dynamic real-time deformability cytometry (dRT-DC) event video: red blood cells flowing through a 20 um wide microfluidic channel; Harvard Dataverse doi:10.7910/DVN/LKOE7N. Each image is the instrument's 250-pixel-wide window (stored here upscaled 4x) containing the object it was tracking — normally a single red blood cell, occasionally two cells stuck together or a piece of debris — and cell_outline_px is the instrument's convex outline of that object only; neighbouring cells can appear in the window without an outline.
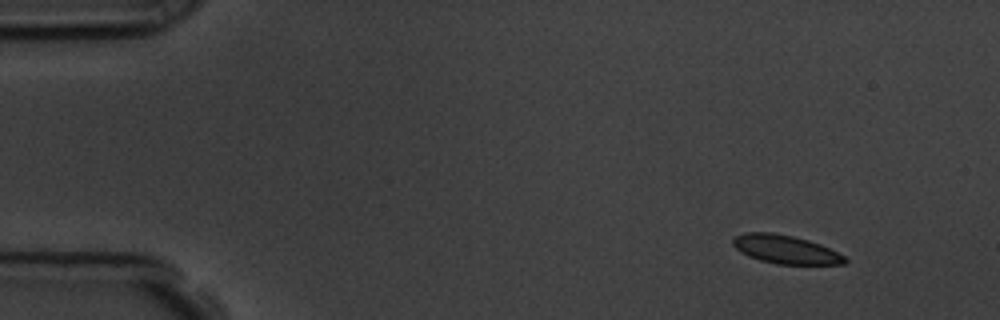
{"species": "common noctule bat (a hibernating species)", "species_latin": "Nyctalus noctula", "temperature_condition": "room temperature", "stored_images_in_passage": 53, "camera_frame_rate_fps": 3000, "um_per_image_px": 0.085, "animal": {"sex": "male", "body_mass_g": 19.5, "forearm_length_mm": 54.6}, "frame": {"image": 1, "passage_image": 1, "time_ms": 0.0, "image_size_px": [1000, 320], "cell_outline_px": [[848, 260], [844, 264], [776, 264], [760, 260], [748, 256], [740, 252], [732, 244], [732, 240], [736, 236], [744, 232], [772, 232], [792, 236], [808, 240], [820, 244], [844, 256]], "centroid_in_image_um": [66.73, 21.2], "position_along_channel_um": 18.3, "area_um2": 18.5}}
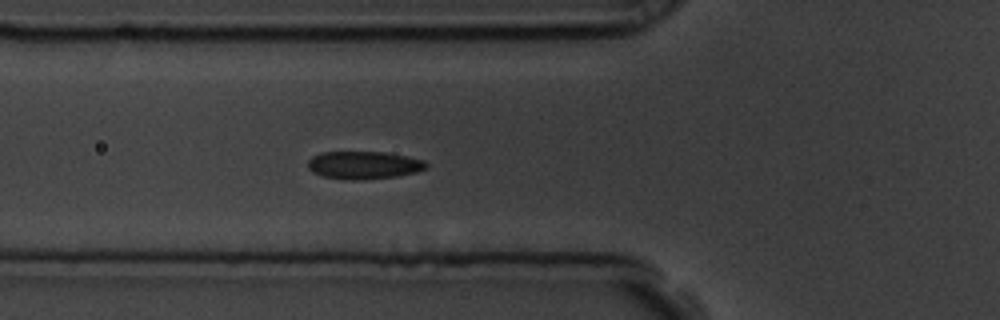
{"frame": {"image": 2, "passage_image": 16, "time_ms": 5.0, "image_size_px": [1000, 320], "cell_outline_px": [[428, 168], [416, 172], [396, 176], [364, 180], [352, 180], [324, 176], [312, 172], [308, 168], [308, 160], [312, 156], [320, 152], [384, 152], [424, 160], [428, 164]], "centroid_in_image_um": [30.92, 14.03], "position_along_channel_um": 94.9, "area_um2": 19.13}}
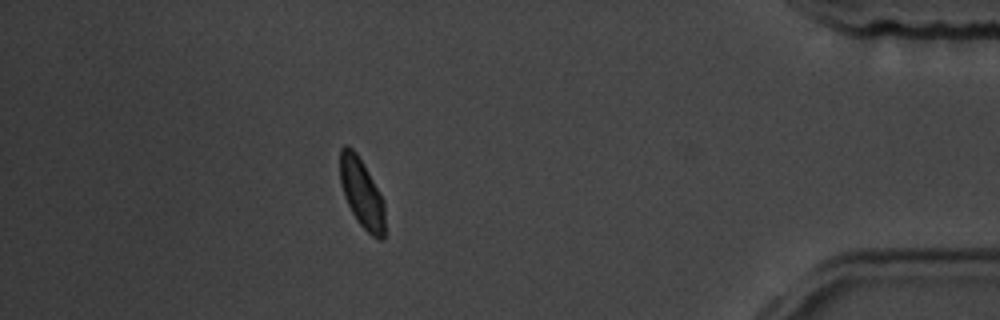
{"frame": {"image": 3, "passage_image": 46, "time_ms": 15.0, "image_size_px": [1000, 320], "cell_outline_px": [[384, 240], [380, 240], [372, 236], [356, 220], [344, 196], [340, 184], [340, 148], [344, 144], [348, 144], [356, 152], [380, 192], [384, 200]], "centroid_in_image_um": [30.74, 16.4], "position_along_channel_um": 404.5, "area_um2": 18.15}, "authors_computed_cell_mechanics": {"area_um2": 19.1318, "velocity_mm_per_s": 3.557, "shape_relaxation_time_tau1_ms": 2.0193, "shape_relaxation_time_tau2_ms": 1.0622, "deformation_change_tau1": 0.0759, "deformation_change_tau2": 0.0426}}